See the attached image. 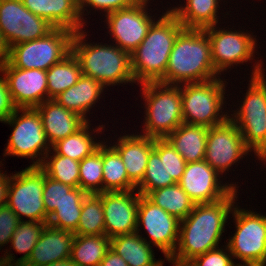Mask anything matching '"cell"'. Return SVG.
<instances>
[{
  "label": "cell",
  "instance_id": "obj_24",
  "mask_svg": "<svg viewBox=\"0 0 266 266\" xmlns=\"http://www.w3.org/2000/svg\"><path fill=\"white\" fill-rule=\"evenodd\" d=\"M104 90L105 87L99 81L82 74L74 86L60 93L54 100L86 121H90L87 115L91 116V108L100 101Z\"/></svg>",
  "mask_w": 266,
  "mask_h": 266
},
{
  "label": "cell",
  "instance_id": "obj_29",
  "mask_svg": "<svg viewBox=\"0 0 266 266\" xmlns=\"http://www.w3.org/2000/svg\"><path fill=\"white\" fill-rule=\"evenodd\" d=\"M46 225L47 222L21 221L11 238L10 251L13 249L16 253H23V256L15 260L14 253L7 249L4 251V255L0 257V266H23L28 261Z\"/></svg>",
  "mask_w": 266,
  "mask_h": 266
},
{
  "label": "cell",
  "instance_id": "obj_32",
  "mask_svg": "<svg viewBox=\"0 0 266 266\" xmlns=\"http://www.w3.org/2000/svg\"><path fill=\"white\" fill-rule=\"evenodd\" d=\"M109 248L106 235H75L70 259L77 266H99Z\"/></svg>",
  "mask_w": 266,
  "mask_h": 266
},
{
  "label": "cell",
  "instance_id": "obj_48",
  "mask_svg": "<svg viewBox=\"0 0 266 266\" xmlns=\"http://www.w3.org/2000/svg\"><path fill=\"white\" fill-rule=\"evenodd\" d=\"M44 266H77V265H75L73 261L70 258H68V259L57 261L55 263H50Z\"/></svg>",
  "mask_w": 266,
  "mask_h": 266
},
{
  "label": "cell",
  "instance_id": "obj_37",
  "mask_svg": "<svg viewBox=\"0 0 266 266\" xmlns=\"http://www.w3.org/2000/svg\"><path fill=\"white\" fill-rule=\"evenodd\" d=\"M75 235H105L102 192L87 194L82 203V211Z\"/></svg>",
  "mask_w": 266,
  "mask_h": 266
},
{
  "label": "cell",
  "instance_id": "obj_14",
  "mask_svg": "<svg viewBox=\"0 0 266 266\" xmlns=\"http://www.w3.org/2000/svg\"><path fill=\"white\" fill-rule=\"evenodd\" d=\"M54 27L28 10L22 0H0V32L8 46L46 36Z\"/></svg>",
  "mask_w": 266,
  "mask_h": 266
},
{
  "label": "cell",
  "instance_id": "obj_35",
  "mask_svg": "<svg viewBox=\"0 0 266 266\" xmlns=\"http://www.w3.org/2000/svg\"><path fill=\"white\" fill-rule=\"evenodd\" d=\"M81 75L80 64L71 52L46 71L48 99H54L60 93L74 86Z\"/></svg>",
  "mask_w": 266,
  "mask_h": 266
},
{
  "label": "cell",
  "instance_id": "obj_5",
  "mask_svg": "<svg viewBox=\"0 0 266 266\" xmlns=\"http://www.w3.org/2000/svg\"><path fill=\"white\" fill-rule=\"evenodd\" d=\"M255 60L243 100L237 110H229L245 146L256 156L266 146V75L263 61Z\"/></svg>",
  "mask_w": 266,
  "mask_h": 266
},
{
  "label": "cell",
  "instance_id": "obj_42",
  "mask_svg": "<svg viewBox=\"0 0 266 266\" xmlns=\"http://www.w3.org/2000/svg\"><path fill=\"white\" fill-rule=\"evenodd\" d=\"M20 222V218L8 205L0 207V250L11 242L13 233Z\"/></svg>",
  "mask_w": 266,
  "mask_h": 266
},
{
  "label": "cell",
  "instance_id": "obj_15",
  "mask_svg": "<svg viewBox=\"0 0 266 266\" xmlns=\"http://www.w3.org/2000/svg\"><path fill=\"white\" fill-rule=\"evenodd\" d=\"M249 152L251 153L245 146L240 130L230 118L220 125L208 128L204 160L221 176L229 173L230 167L240 163Z\"/></svg>",
  "mask_w": 266,
  "mask_h": 266
},
{
  "label": "cell",
  "instance_id": "obj_6",
  "mask_svg": "<svg viewBox=\"0 0 266 266\" xmlns=\"http://www.w3.org/2000/svg\"><path fill=\"white\" fill-rule=\"evenodd\" d=\"M139 87L142 91L141 99L143 96L145 101V119L140 134L152 138H166L183 123L180 86L159 82L145 83Z\"/></svg>",
  "mask_w": 266,
  "mask_h": 266
},
{
  "label": "cell",
  "instance_id": "obj_8",
  "mask_svg": "<svg viewBox=\"0 0 266 266\" xmlns=\"http://www.w3.org/2000/svg\"><path fill=\"white\" fill-rule=\"evenodd\" d=\"M4 123L13 130L3 156L30 158L33 163L29 166H40L52 146L44 132L39 112L35 108H17Z\"/></svg>",
  "mask_w": 266,
  "mask_h": 266
},
{
  "label": "cell",
  "instance_id": "obj_45",
  "mask_svg": "<svg viewBox=\"0 0 266 266\" xmlns=\"http://www.w3.org/2000/svg\"><path fill=\"white\" fill-rule=\"evenodd\" d=\"M4 165L2 161H0V167ZM0 168V207L7 205L8 202V191H9V186H10V174H7L3 172Z\"/></svg>",
  "mask_w": 266,
  "mask_h": 266
},
{
  "label": "cell",
  "instance_id": "obj_30",
  "mask_svg": "<svg viewBox=\"0 0 266 266\" xmlns=\"http://www.w3.org/2000/svg\"><path fill=\"white\" fill-rule=\"evenodd\" d=\"M176 184L167 174L166 168V138H155L154 148L150 153L146 171L136 190L142 196H147L151 191Z\"/></svg>",
  "mask_w": 266,
  "mask_h": 266
},
{
  "label": "cell",
  "instance_id": "obj_17",
  "mask_svg": "<svg viewBox=\"0 0 266 266\" xmlns=\"http://www.w3.org/2000/svg\"><path fill=\"white\" fill-rule=\"evenodd\" d=\"M222 177L226 176H220L205 160H202L186 163L185 171L178 184L195 204L212 203L225 198L234 189L239 188L236 183H224L220 179Z\"/></svg>",
  "mask_w": 266,
  "mask_h": 266
},
{
  "label": "cell",
  "instance_id": "obj_26",
  "mask_svg": "<svg viewBox=\"0 0 266 266\" xmlns=\"http://www.w3.org/2000/svg\"><path fill=\"white\" fill-rule=\"evenodd\" d=\"M208 127L182 123L166 139L186 163L204 160Z\"/></svg>",
  "mask_w": 266,
  "mask_h": 266
},
{
  "label": "cell",
  "instance_id": "obj_22",
  "mask_svg": "<svg viewBox=\"0 0 266 266\" xmlns=\"http://www.w3.org/2000/svg\"><path fill=\"white\" fill-rule=\"evenodd\" d=\"M75 234L46 225L23 266H44L70 258Z\"/></svg>",
  "mask_w": 266,
  "mask_h": 266
},
{
  "label": "cell",
  "instance_id": "obj_13",
  "mask_svg": "<svg viewBox=\"0 0 266 266\" xmlns=\"http://www.w3.org/2000/svg\"><path fill=\"white\" fill-rule=\"evenodd\" d=\"M152 0H140L134 6L111 12L104 18L106 22L107 33L114 41L112 44L122 50L132 53L146 37L147 32L156 20L148 9ZM149 10V11H148ZM154 17V18H153Z\"/></svg>",
  "mask_w": 266,
  "mask_h": 266
},
{
  "label": "cell",
  "instance_id": "obj_18",
  "mask_svg": "<svg viewBox=\"0 0 266 266\" xmlns=\"http://www.w3.org/2000/svg\"><path fill=\"white\" fill-rule=\"evenodd\" d=\"M0 72L7 80L13 103L17 108H35L48 100L45 70L19 69L6 61Z\"/></svg>",
  "mask_w": 266,
  "mask_h": 266
},
{
  "label": "cell",
  "instance_id": "obj_16",
  "mask_svg": "<svg viewBox=\"0 0 266 266\" xmlns=\"http://www.w3.org/2000/svg\"><path fill=\"white\" fill-rule=\"evenodd\" d=\"M137 224V228L143 225L149 240L146 242L161 250L165 260L174 253L179 238L180 220L156 206L146 196L140 195Z\"/></svg>",
  "mask_w": 266,
  "mask_h": 266
},
{
  "label": "cell",
  "instance_id": "obj_34",
  "mask_svg": "<svg viewBox=\"0 0 266 266\" xmlns=\"http://www.w3.org/2000/svg\"><path fill=\"white\" fill-rule=\"evenodd\" d=\"M146 197L180 221L189 215L195 205L178 183L153 190Z\"/></svg>",
  "mask_w": 266,
  "mask_h": 266
},
{
  "label": "cell",
  "instance_id": "obj_11",
  "mask_svg": "<svg viewBox=\"0 0 266 266\" xmlns=\"http://www.w3.org/2000/svg\"><path fill=\"white\" fill-rule=\"evenodd\" d=\"M43 190L44 171L39 166H28L22 171L12 172L7 205L21 221L48 222ZM23 216L28 220L23 219Z\"/></svg>",
  "mask_w": 266,
  "mask_h": 266
},
{
  "label": "cell",
  "instance_id": "obj_25",
  "mask_svg": "<svg viewBox=\"0 0 266 266\" xmlns=\"http://www.w3.org/2000/svg\"><path fill=\"white\" fill-rule=\"evenodd\" d=\"M142 235L144 234L141 229L137 228L136 232L115 236L110 239V248L119 254L128 266H163L165 260H156L153 246L149 245L146 242L147 237Z\"/></svg>",
  "mask_w": 266,
  "mask_h": 266
},
{
  "label": "cell",
  "instance_id": "obj_31",
  "mask_svg": "<svg viewBox=\"0 0 266 266\" xmlns=\"http://www.w3.org/2000/svg\"><path fill=\"white\" fill-rule=\"evenodd\" d=\"M88 193L80 187L65 194L63 201L49 215L47 225L55 229L75 232L80 220L82 203Z\"/></svg>",
  "mask_w": 266,
  "mask_h": 266
},
{
  "label": "cell",
  "instance_id": "obj_47",
  "mask_svg": "<svg viewBox=\"0 0 266 266\" xmlns=\"http://www.w3.org/2000/svg\"><path fill=\"white\" fill-rule=\"evenodd\" d=\"M9 48L0 32V65L2 66L8 60Z\"/></svg>",
  "mask_w": 266,
  "mask_h": 266
},
{
  "label": "cell",
  "instance_id": "obj_3",
  "mask_svg": "<svg viewBox=\"0 0 266 266\" xmlns=\"http://www.w3.org/2000/svg\"><path fill=\"white\" fill-rule=\"evenodd\" d=\"M211 45L204 29L184 28L177 36L169 56L164 84L202 83L216 79Z\"/></svg>",
  "mask_w": 266,
  "mask_h": 266
},
{
  "label": "cell",
  "instance_id": "obj_12",
  "mask_svg": "<svg viewBox=\"0 0 266 266\" xmlns=\"http://www.w3.org/2000/svg\"><path fill=\"white\" fill-rule=\"evenodd\" d=\"M218 25L207 27L204 31L211 45V58L216 72L221 76L228 69L244 62L255 60V52L258 47L257 36L241 30L220 28ZM231 29V30H230ZM233 30V31H232ZM248 31V32H247ZM252 34V35H251ZM255 36V37H254ZM254 58V59H253Z\"/></svg>",
  "mask_w": 266,
  "mask_h": 266
},
{
  "label": "cell",
  "instance_id": "obj_50",
  "mask_svg": "<svg viewBox=\"0 0 266 266\" xmlns=\"http://www.w3.org/2000/svg\"><path fill=\"white\" fill-rule=\"evenodd\" d=\"M233 266H263V265H260V264H257V263H246V262H238V263H234Z\"/></svg>",
  "mask_w": 266,
  "mask_h": 266
},
{
  "label": "cell",
  "instance_id": "obj_49",
  "mask_svg": "<svg viewBox=\"0 0 266 266\" xmlns=\"http://www.w3.org/2000/svg\"><path fill=\"white\" fill-rule=\"evenodd\" d=\"M262 161L266 165V146L256 155V159Z\"/></svg>",
  "mask_w": 266,
  "mask_h": 266
},
{
  "label": "cell",
  "instance_id": "obj_7",
  "mask_svg": "<svg viewBox=\"0 0 266 266\" xmlns=\"http://www.w3.org/2000/svg\"><path fill=\"white\" fill-rule=\"evenodd\" d=\"M222 78V79H221ZM218 77L202 83L180 84L183 123L203 125L208 128L220 125L229 118L226 87L227 79ZM226 104V105H225Z\"/></svg>",
  "mask_w": 266,
  "mask_h": 266
},
{
  "label": "cell",
  "instance_id": "obj_38",
  "mask_svg": "<svg viewBox=\"0 0 266 266\" xmlns=\"http://www.w3.org/2000/svg\"><path fill=\"white\" fill-rule=\"evenodd\" d=\"M79 187L88 194L103 192V143L80 161Z\"/></svg>",
  "mask_w": 266,
  "mask_h": 266
},
{
  "label": "cell",
  "instance_id": "obj_21",
  "mask_svg": "<svg viewBox=\"0 0 266 266\" xmlns=\"http://www.w3.org/2000/svg\"><path fill=\"white\" fill-rule=\"evenodd\" d=\"M33 14L42 17L54 28L78 32L87 24L81 19L79 0H22Z\"/></svg>",
  "mask_w": 266,
  "mask_h": 266
},
{
  "label": "cell",
  "instance_id": "obj_1",
  "mask_svg": "<svg viewBox=\"0 0 266 266\" xmlns=\"http://www.w3.org/2000/svg\"><path fill=\"white\" fill-rule=\"evenodd\" d=\"M234 189L225 198L212 202L195 204L193 210L180 221L179 238L174 253L167 259L177 264H188L196 256L220 247L225 226L238 201ZM237 199V200H236Z\"/></svg>",
  "mask_w": 266,
  "mask_h": 266
},
{
  "label": "cell",
  "instance_id": "obj_9",
  "mask_svg": "<svg viewBox=\"0 0 266 266\" xmlns=\"http://www.w3.org/2000/svg\"><path fill=\"white\" fill-rule=\"evenodd\" d=\"M73 36L69 29L54 28L42 38L11 46L7 61L19 69L47 71L71 53Z\"/></svg>",
  "mask_w": 266,
  "mask_h": 266
},
{
  "label": "cell",
  "instance_id": "obj_20",
  "mask_svg": "<svg viewBox=\"0 0 266 266\" xmlns=\"http://www.w3.org/2000/svg\"><path fill=\"white\" fill-rule=\"evenodd\" d=\"M132 133L119 136L110 144L121 156L129 180L137 186L143 179L155 138ZM115 143V144H114Z\"/></svg>",
  "mask_w": 266,
  "mask_h": 266
},
{
  "label": "cell",
  "instance_id": "obj_44",
  "mask_svg": "<svg viewBox=\"0 0 266 266\" xmlns=\"http://www.w3.org/2000/svg\"><path fill=\"white\" fill-rule=\"evenodd\" d=\"M17 109L14 105L6 78L0 72V122L4 123Z\"/></svg>",
  "mask_w": 266,
  "mask_h": 266
},
{
  "label": "cell",
  "instance_id": "obj_40",
  "mask_svg": "<svg viewBox=\"0 0 266 266\" xmlns=\"http://www.w3.org/2000/svg\"><path fill=\"white\" fill-rule=\"evenodd\" d=\"M139 1L140 0H79V10L81 14V19L83 20L84 24L87 23V18L84 19V16L89 15V13H91L87 10L88 8H92L93 10L95 9V11H102L105 13L104 15H107L117 10L132 7ZM85 10L86 13H84Z\"/></svg>",
  "mask_w": 266,
  "mask_h": 266
},
{
  "label": "cell",
  "instance_id": "obj_23",
  "mask_svg": "<svg viewBox=\"0 0 266 266\" xmlns=\"http://www.w3.org/2000/svg\"><path fill=\"white\" fill-rule=\"evenodd\" d=\"M35 109L41 116L44 132L51 146L75 133L87 122L79 114L64 108L54 99L46 100Z\"/></svg>",
  "mask_w": 266,
  "mask_h": 266
},
{
  "label": "cell",
  "instance_id": "obj_28",
  "mask_svg": "<svg viewBox=\"0 0 266 266\" xmlns=\"http://www.w3.org/2000/svg\"><path fill=\"white\" fill-rule=\"evenodd\" d=\"M91 121H87L75 133L67 136L64 139L58 140L52 145V150L59 155L67 156L75 161H81L91 155L103 143L102 140L95 141L96 134L103 133L105 125H100L91 130ZM91 132H90V131ZM96 132V134H95ZM94 133V135H93Z\"/></svg>",
  "mask_w": 266,
  "mask_h": 266
},
{
  "label": "cell",
  "instance_id": "obj_27",
  "mask_svg": "<svg viewBox=\"0 0 266 266\" xmlns=\"http://www.w3.org/2000/svg\"><path fill=\"white\" fill-rule=\"evenodd\" d=\"M220 0H186L178 7L168 8L186 29H205L218 25ZM222 1V0H221ZM218 23V24H217Z\"/></svg>",
  "mask_w": 266,
  "mask_h": 266
},
{
  "label": "cell",
  "instance_id": "obj_39",
  "mask_svg": "<svg viewBox=\"0 0 266 266\" xmlns=\"http://www.w3.org/2000/svg\"><path fill=\"white\" fill-rule=\"evenodd\" d=\"M73 188L72 186L53 180L44 173L43 201L46 213L50 215L56 206H59L63 201L65 194Z\"/></svg>",
  "mask_w": 266,
  "mask_h": 266
},
{
  "label": "cell",
  "instance_id": "obj_36",
  "mask_svg": "<svg viewBox=\"0 0 266 266\" xmlns=\"http://www.w3.org/2000/svg\"><path fill=\"white\" fill-rule=\"evenodd\" d=\"M79 164V161L50 150L39 167L53 180L77 188L79 187Z\"/></svg>",
  "mask_w": 266,
  "mask_h": 266
},
{
  "label": "cell",
  "instance_id": "obj_46",
  "mask_svg": "<svg viewBox=\"0 0 266 266\" xmlns=\"http://www.w3.org/2000/svg\"><path fill=\"white\" fill-rule=\"evenodd\" d=\"M99 266H128V264L119 254L109 248Z\"/></svg>",
  "mask_w": 266,
  "mask_h": 266
},
{
  "label": "cell",
  "instance_id": "obj_33",
  "mask_svg": "<svg viewBox=\"0 0 266 266\" xmlns=\"http://www.w3.org/2000/svg\"><path fill=\"white\" fill-rule=\"evenodd\" d=\"M103 192L136 190L119 153L103 140Z\"/></svg>",
  "mask_w": 266,
  "mask_h": 266
},
{
  "label": "cell",
  "instance_id": "obj_10",
  "mask_svg": "<svg viewBox=\"0 0 266 266\" xmlns=\"http://www.w3.org/2000/svg\"><path fill=\"white\" fill-rule=\"evenodd\" d=\"M231 214L236 229L224 243L233 258L266 266V214L241 209L237 203Z\"/></svg>",
  "mask_w": 266,
  "mask_h": 266
},
{
  "label": "cell",
  "instance_id": "obj_4",
  "mask_svg": "<svg viewBox=\"0 0 266 266\" xmlns=\"http://www.w3.org/2000/svg\"><path fill=\"white\" fill-rule=\"evenodd\" d=\"M88 31L74 33L71 52L77 58L82 74L99 81L107 90L121 84H136L131 69V54L112 43L86 42Z\"/></svg>",
  "mask_w": 266,
  "mask_h": 266
},
{
  "label": "cell",
  "instance_id": "obj_41",
  "mask_svg": "<svg viewBox=\"0 0 266 266\" xmlns=\"http://www.w3.org/2000/svg\"><path fill=\"white\" fill-rule=\"evenodd\" d=\"M224 247V249H223ZM235 263L227 244L196 256L188 266H233Z\"/></svg>",
  "mask_w": 266,
  "mask_h": 266
},
{
  "label": "cell",
  "instance_id": "obj_43",
  "mask_svg": "<svg viewBox=\"0 0 266 266\" xmlns=\"http://www.w3.org/2000/svg\"><path fill=\"white\" fill-rule=\"evenodd\" d=\"M166 168L168 176L178 183L186 168V161L166 139Z\"/></svg>",
  "mask_w": 266,
  "mask_h": 266
},
{
  "label": "cell",
  "instance_id": "obj_19",
  "mask_svg": "<svg viewBox=\"0 0 266 266\" xmlns=\"http://www.w3.org/2000/svg\"><path fill=\"white\" fill-rule=\"evenodd\" d=\"M139 197L137 190L102 192L105 235L108 238L137 231Z\"/></svg>",
  "mask_w": 266,
  "mask_h": 266
},
{
  "label": "cell",
  "instance_id": "obj_2",
  "mask_svg": "<svg viewBox=\"0 0 266 266\" xmlns=\"http://www.w3.org/2000/svg\"><path fill=\"white\" fill-rule=\"evenodd\" d=\"M157 18L146 37L131 53V69L137 86L145 83L164 84L171 50L178 34L184 29L168 8Z\"/></svg>",
  "mask_w": 266,
  "mask_h": 266
}]
</instances>
